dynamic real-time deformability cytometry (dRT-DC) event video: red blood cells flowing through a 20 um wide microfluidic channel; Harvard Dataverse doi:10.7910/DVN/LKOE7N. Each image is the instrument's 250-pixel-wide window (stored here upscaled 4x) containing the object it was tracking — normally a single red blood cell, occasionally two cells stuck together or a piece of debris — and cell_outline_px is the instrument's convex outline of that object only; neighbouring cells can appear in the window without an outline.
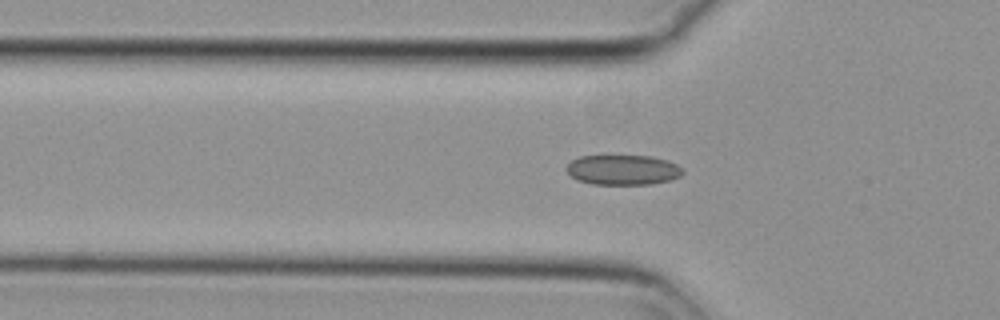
{"species": "common noctule bat (a hibernating species)", "species_latin": "Nyctalus noctula", "temperature_condition": "cold", "stored_images_in_passage": 50, "camera_frame_rate_fps": 3000, "um_per_image_px": 0.085, "animal": {"sex": "female", "body_mass_g": 29.2, "forearm_length_mm": 56.3}, "frame": {"image": 1, "passage_image": 17, "time_ms": 5.333, "image_size_px": [1000, 320], "cell_outline_px": [[684, 172], [680, 176], [672, 180], [652, 184], [592, 184], [576, 180], [564, 168], [572, 160], [580, 156], [652, 156], [668, 160], [684, 168]], "centroid_in_image_um": [52.98, 14.44], "position_along_channel_um": 72.8, "area_um2": 20.52}}
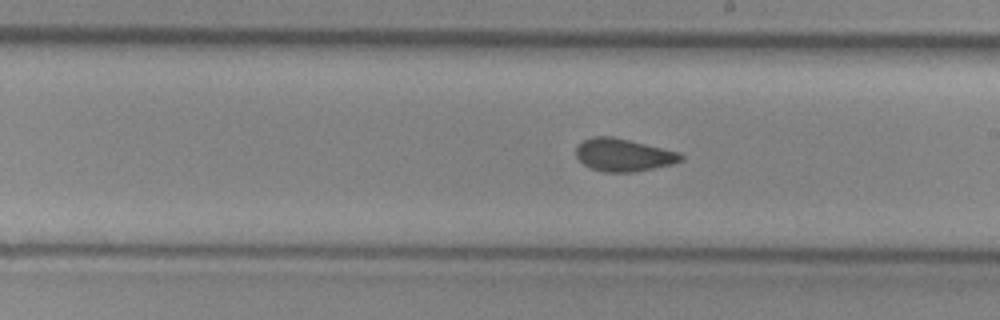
{"frame": {"image": 2, "passage_image": 30, "time_ms": 9.667, "image_size_px": [1000, 320], "cell_outline_px": [[684, 160], [672, 164], [636, 172], [604, 172], [592, 168], [584, 164], [576, 156], [576, 148], [584, 140], [592, 136], [612, 136], [680, 152], [684, 156]], "centroid_in_image_um": [53.02, 13.17], "position_along_channel_um": 236.0, "area_um2": 19.94}}
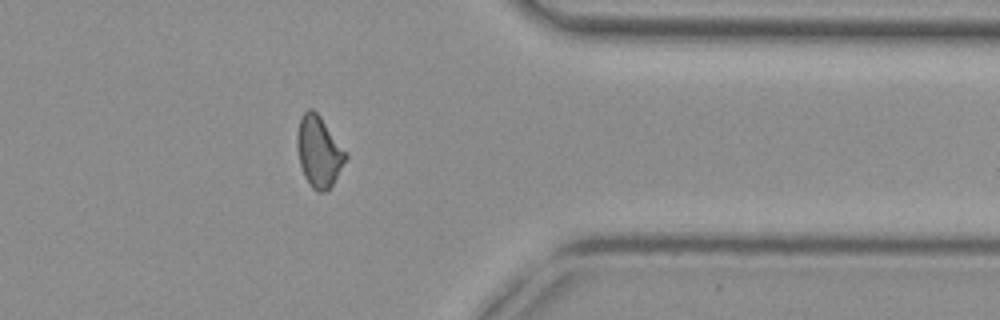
{"frame": {"image": 3, "passage_image": 43, "time_ms": 14.0, "image_size_px": [1000, 320], "cell_outline_px": [[348, 156], [328, 192], [316, 192], [308, 184], [304, 176], [300, 164], [296, 148], [296, 136], [300, 116], [308, 108], [312, 108], [320, 116], [348, 152]], "centroid_in_image_um": [27.1, 12.89], "position_along_channel_um": 384.3, "area_um2": 20.46}}